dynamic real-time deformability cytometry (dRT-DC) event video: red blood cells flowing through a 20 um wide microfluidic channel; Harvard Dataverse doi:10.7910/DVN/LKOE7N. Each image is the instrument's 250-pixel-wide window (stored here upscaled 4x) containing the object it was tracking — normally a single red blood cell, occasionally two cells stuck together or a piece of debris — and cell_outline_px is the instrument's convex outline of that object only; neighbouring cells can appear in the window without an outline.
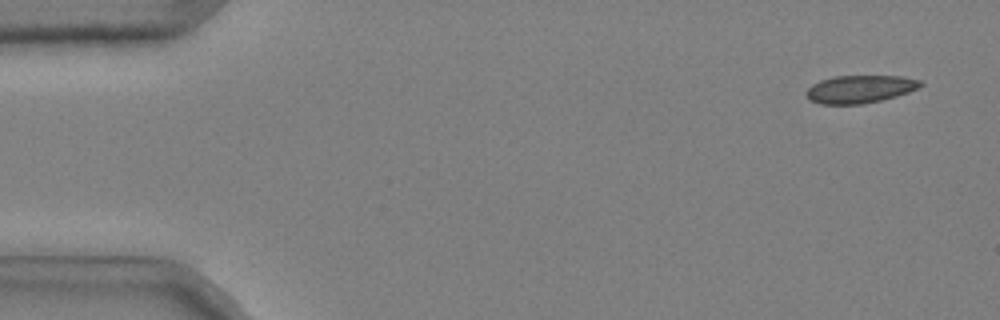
{"species": "common noctule bat (a hibernating species)", "species_latin": "Nyctalus noctula", "temperature_condition": "cold", "stored_images_in_passage": 48, "camera_frame_rate_fps": 3000, "um_per_image_px": 0.085, "animal": {"sex": "male", "body_mass_g": 20.4}, "frame": {"image": 1, "passage_image": 3, "time_ms": 0.667, "image_size_px": [1000, 320], "cell_outline_px": [[924, 84], [908, 92], [896, 96], [880, 100], [860, 104], [820, 104], [808, 100], [804, 92], [812, 84], [820, 80], [836, 76], [904, 76], [920, 80]], "centroid_in_image_um": [73.05, 7.57], "position_along_channel_um": 12.0, "area_um2": 18.5}}
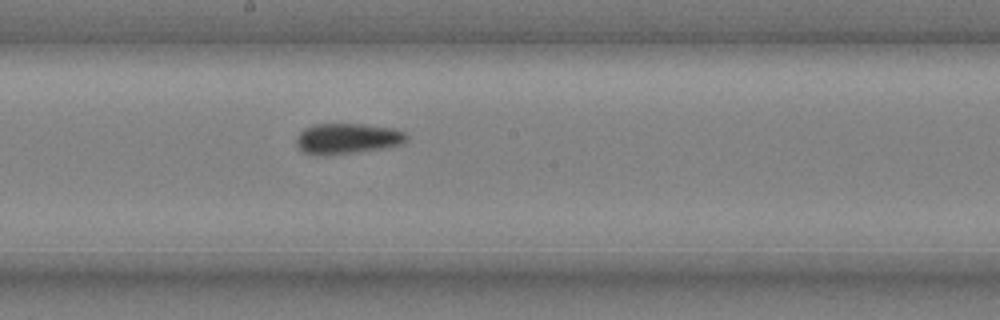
{"frame": {"image": 2, "passage_image": 29, "time_ms": 9.333, "image_size_px": [1000, 320], "cell_outline_px": [[408, 140], [404, 144], [384, 148], [356, 152], [324, 156], [316, 156], [304, 152], [296, 144], [296, 140], [300, 132], [304, 128], [312, 124], [364, 124], [396, 128], [404, 132], [408, 136]], "centroid_in_image_um": [29.55, 11.78], "position_along_channel_um": 218.7, "area_um2": 20.0}}
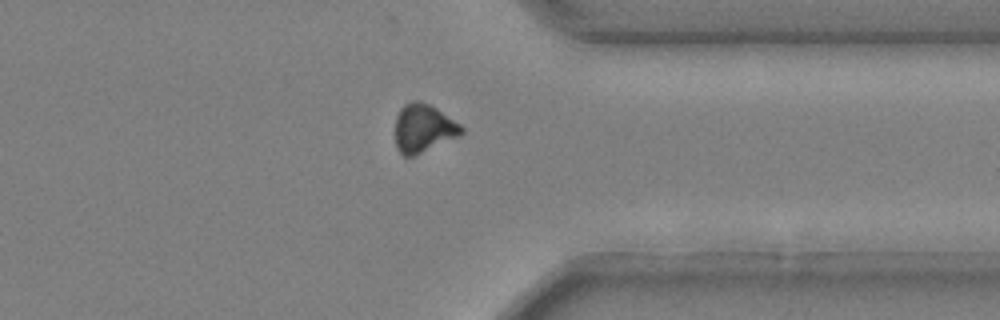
{"frame": {"image": 3, "passage_image": 42, "time_ms": 13.667, "image_size_px": [1000, 320], "cell_outline_px": [[464, 132], [460, 136], [412, 156], [404, 156], [396, 148], [396, 116], [400, 108], [404, 104], [412, 100], [420, 100], [436, 108], [460, 124], [464, 128]], "centroid_in_image_um": [35.99, 10.88], "position_along_channel_um": 375.4, "area_um2": 18.55}}